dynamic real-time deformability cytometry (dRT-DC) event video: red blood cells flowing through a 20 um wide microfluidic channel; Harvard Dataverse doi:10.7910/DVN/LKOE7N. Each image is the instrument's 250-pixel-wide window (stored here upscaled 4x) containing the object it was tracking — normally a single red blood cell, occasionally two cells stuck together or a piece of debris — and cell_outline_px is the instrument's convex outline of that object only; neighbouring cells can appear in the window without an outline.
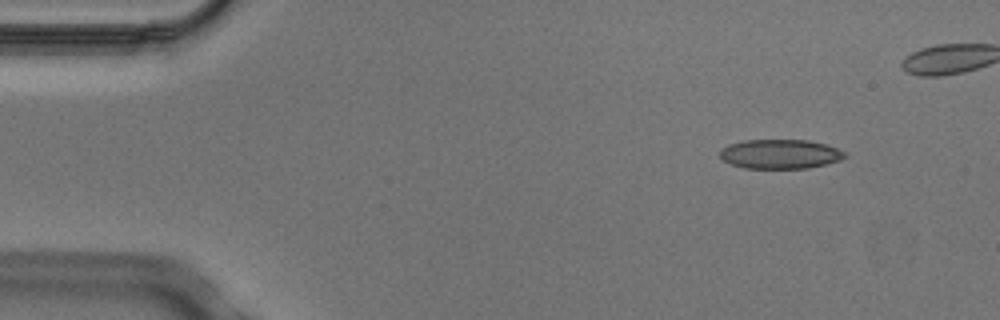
{"species": "Egyptian fruit bat (a non-hibernating species)", "species_latin": "Rousettus aegyptiacus", "temperature_condition": "cold", "stored_images_in_passage": 4, "camera_frame_rate_fps": 3000, "um_per_image_px": 0.085, "animal": {"sex": "male"}, "frame": {"image": 1, "passage_image": 2, "time_ms": 0.333, "image_size_px": [1000, 320], "cell_outline_px": [[848, 156], [840, 160], [808, 168], [744, 168], [732, 164], [724, 160], [720, 156], [720, 148], [728, 144], [744, 140], [808, 140], [824, 144], [848, 152]], "centroid_in_image_um": [66.32, 13.09], "position_along_channel_um": 18.7, "area_um2": 21.39}}
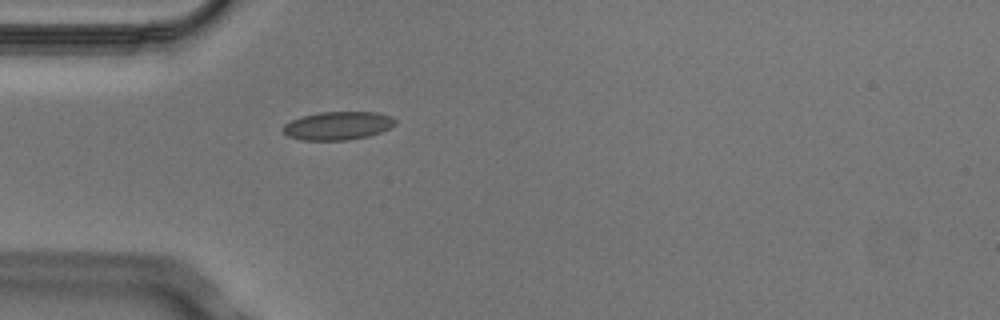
{"frame": {"image": 2, "passage_image": 4, "time_ms": 1.0, "image_size_px": [1000, 320], "cell_outline_px": [[396, 124], [380, 132], [368, 136], [344, 140], [300, 140], [288, 136], [280, 128], [284, 124], [292, 120], [304, 116], [320, 112], [380, 112], [392, 116], [396, 120]], "centroid_in_image_um": [28.72, 10.68], "position_along_channel_um": 56.3, "area_um2": 18.5}}